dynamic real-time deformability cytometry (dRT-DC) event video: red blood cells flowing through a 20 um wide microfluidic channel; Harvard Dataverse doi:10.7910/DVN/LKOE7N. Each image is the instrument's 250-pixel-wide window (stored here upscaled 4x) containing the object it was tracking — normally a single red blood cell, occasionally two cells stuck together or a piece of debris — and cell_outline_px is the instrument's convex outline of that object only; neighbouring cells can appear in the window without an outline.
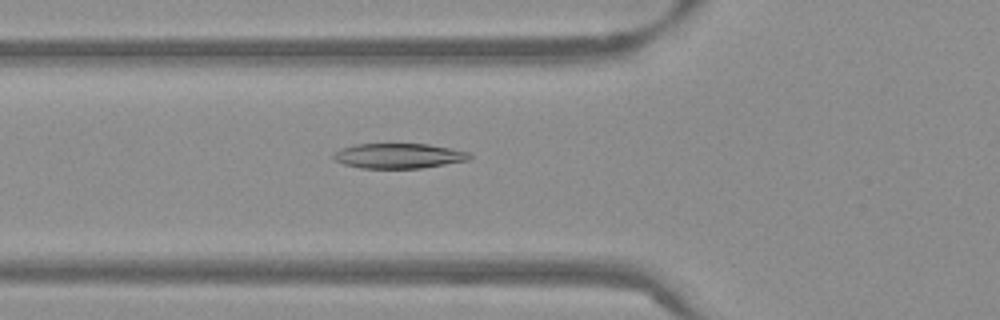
{"species": "Egyptian fruit bat (a non-hibernating species)", "species_latin": "Rousettus aegyptiacus", "temperature_condition": "warm", "stored_images_in_passage": 50, "camera_frame_rate_fps": 3000, "um_per_image_px": 0.085, "frame": {"image": 1, "passage_image": 16, "time_ms": 5.0, "image_size_px": [1000, 320], "cell_outline_px": [[472, 156], [468, 160], [420, 168], [360, 168], [344, 164], [336, 160], [332, 156], [332, 152], [340, 148], [356, 144], [428, 144], [452, 148], [472, 152]], "centroid_in_image_um": [33.88, 13.24], "position_along_channel_um": 91.9, "area_um2": 19.94}}
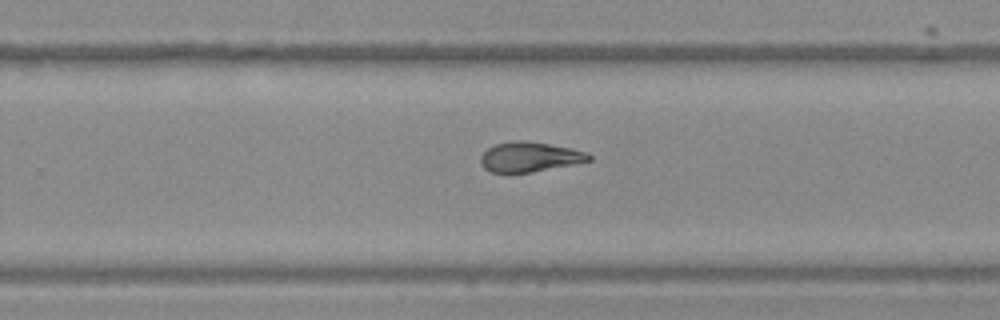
{"frame": {"image": 2, "passage_image": 31, "time_ms": 10.0, "image_size_px": [1000, 320], "cell_outline_px": [[592, 160], [532, 172], [508, 176], [492, 172], [484, 168], [480, 164], [480, 156], [488, 148], [496, 144], [516, 140], [524, 140], [572, 148], [588, 152], [592, 156]], "centroid_in_image_um": [44.98, 13.37], "position_along_channel_um": 284.8, "area_um2": 19.31}}
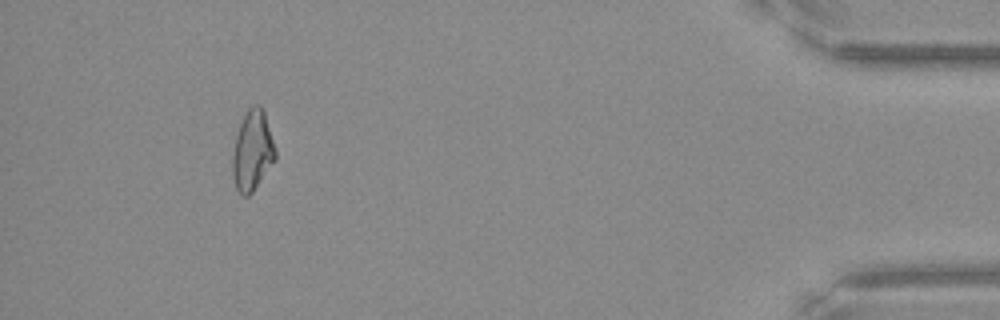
{"frame": {"image": 3, "passage_image": 46, "time_ms": 15.0, "image_size_px": [1000, 320], "cell_outline_px": [[276, 160], [252, 192], [248, 196], [240, 196], [236, 188], [232, 176], [232, 156], [236, 136], [240, 124], [248, 108], [256, 104], [260, 104], [264, 108], [276, 148]], "centroid_in_image_um": [21.47, 12.81], "position_along_channel_um": 413.7, "area_um2": 20.29}, "authors_computed_cell_mechanics": {"area_um2": 19.8543, "velocity_mm_per_s": 3.8466, "shape_relaxation_time_tau1_ms": 9.2182, "shape_relaxation_time_tau2_ms": 2.7302, "deformation_change_tau1": 0.2637, "deformation_change_tau2": 0.0909}}